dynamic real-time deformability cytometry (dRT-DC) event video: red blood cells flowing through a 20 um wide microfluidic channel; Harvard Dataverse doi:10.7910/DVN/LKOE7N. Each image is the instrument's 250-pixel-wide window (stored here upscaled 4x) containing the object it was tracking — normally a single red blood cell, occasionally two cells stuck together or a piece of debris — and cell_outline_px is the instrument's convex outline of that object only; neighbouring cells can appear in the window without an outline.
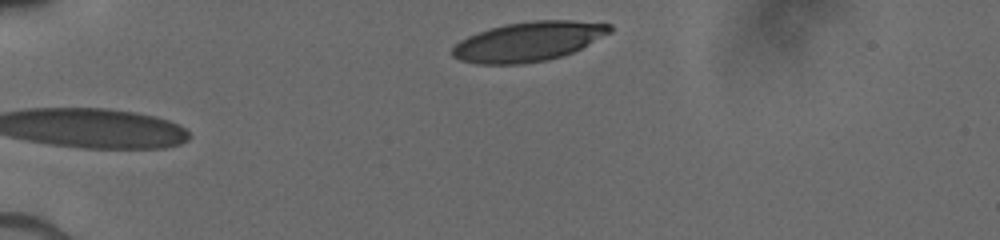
{"species": "human", "species_latin": "Homo sapiens", "temperature_condition": "cold", "stored_images_in_passage": 5, "segment_of_instrument_passage": [2, 2], "camera_frame_rate_fps": 3000, "um_per_image_px": 0.085, "donor": {"sex": "male"}, "frame": {"image": 1, "passage_image": 5, "time_ms": 3.333, "image_size_px": [1000, 240], "cell_outline_px": [[612, 32], [572, 52], [548, 60], [520, 64], [476, 64], [460, 60], [452, 56], [452, 48], [460, 40], [468, 36], [488, 28], [504, 24], [532, 20], [572, 20], [612, 24]], "centroid_in_image_um": [44.9, 3.52], "position_along_channel_um": 40.1, "area_um2": 36.3}}